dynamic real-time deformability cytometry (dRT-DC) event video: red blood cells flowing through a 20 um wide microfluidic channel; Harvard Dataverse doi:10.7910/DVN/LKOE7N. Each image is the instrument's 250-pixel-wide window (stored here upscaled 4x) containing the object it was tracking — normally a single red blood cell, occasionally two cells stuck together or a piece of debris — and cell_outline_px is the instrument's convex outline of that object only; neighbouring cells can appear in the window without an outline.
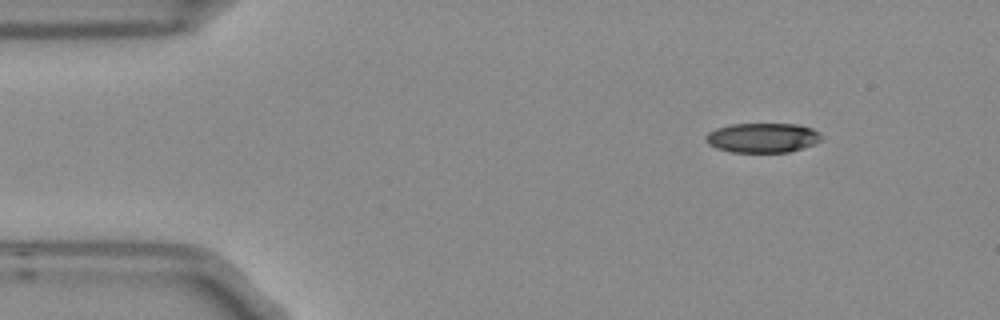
{"species": "Egyptian fruit bat (a non-hibernating species)", "species_latin": "Rousettus aegyptiacus", "temperature_condition": "room temperature", "stored_images_in_passage": 4, "camera_frame_rate_fps": 3000, "um_per_image_px": 0.085, "frame": {"image": 1, "passage_image": 1, "time_ms": 0.0, "image_size_px": [1000, 320], "cell_outline_px": [[820, 140], [812, 144], [788, 152], [732, 152], [716, 148], [708, 144], [704, 140], [704, 136], [708, 132], [716, 128], [732, 124], [800, 124], [812, 128], [820, 132]], "centroid_in_image_um": [64.77, 11.7], "position_along_channel_um": 20.2, "area_um2": 19.94}}